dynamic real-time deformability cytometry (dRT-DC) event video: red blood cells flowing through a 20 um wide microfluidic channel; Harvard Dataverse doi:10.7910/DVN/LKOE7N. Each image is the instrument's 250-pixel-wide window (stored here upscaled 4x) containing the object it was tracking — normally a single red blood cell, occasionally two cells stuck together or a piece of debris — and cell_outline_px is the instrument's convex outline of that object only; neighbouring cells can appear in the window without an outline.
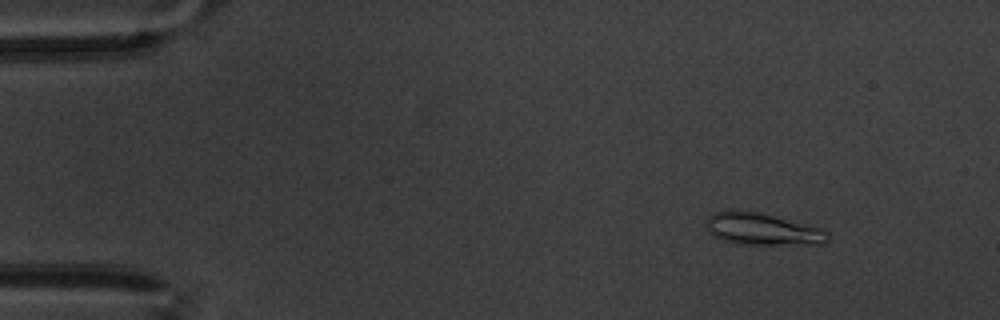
{"species": "common noctule bat (a hibernating species)", "species_latin": "Nyctalus noctula", "temperature_condition": "warm", "stored_images_in_passage": 61, "segment_of_instrument_passage": [1, 2], "camera_frame_rate_fps": 3000, "um_per_image_px": 0.085, "animal": {"sex": "male", "body_mass_g": 20.1, "forearm_length_mm": 53.5}, "frame": {"image": 1, "passage_image": 7, "time_ms": 2.0, "image_size_px": [1000, 320], "cell_outline_px": [[828, 240], [824, 244], [740, 244], [724, 240], [708, 232], [708, 216], [712, 212], [756, 212], [824, 228], [828, 232]], "centroid_in_image_um": [64.88, 19.5], "position_along_channel_um": 20.1, "area_um2": 22.02}}
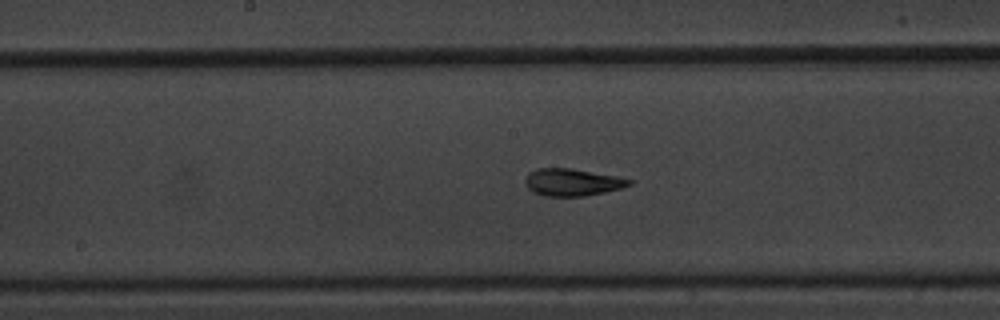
{"frame": {"image": 2, "passage_image": 31, "time_ms": 10.0, "image_size_px": [1000, 320], "cell_outline_px": [[632, 184], [620, 188], [604, 192], [584, 196], [544, 196], [532, 192], [528, 188], [524, 180], [528, 172], [536, 168], [572, 168], [616, 176], [632, 180]], "centroid_in_image_um": [48.6, 15.48], "position_along_channel_um": 199.6, "area_um2": 16.53}}
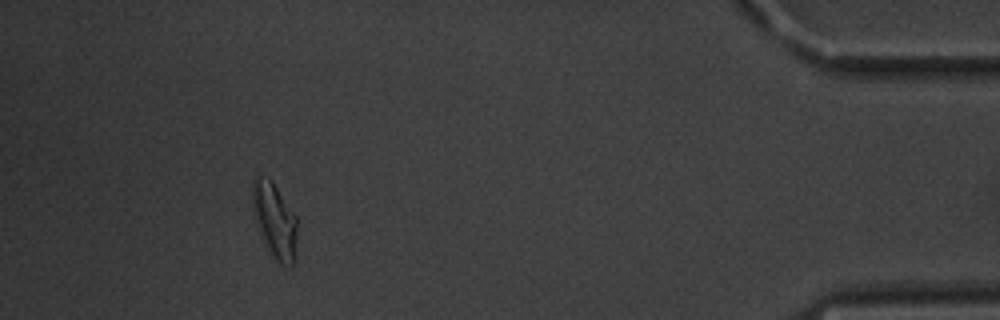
{"frame": {"image": 3, "passage_image": 55, "time_ms": 18.0, "image_size_px": [1000, 320], "cell_outline_px": [[296, 232], [292, 268], [280, 264], [268, 252], [256, 228], [252, 204], [252, 180], [256, 176], [260, 176], [272, 180], [296, 216]], "centroid_in_image_um": [23.3, 18.74], "position_along_channel_um": 411.9, "area_um2": 19.71}}